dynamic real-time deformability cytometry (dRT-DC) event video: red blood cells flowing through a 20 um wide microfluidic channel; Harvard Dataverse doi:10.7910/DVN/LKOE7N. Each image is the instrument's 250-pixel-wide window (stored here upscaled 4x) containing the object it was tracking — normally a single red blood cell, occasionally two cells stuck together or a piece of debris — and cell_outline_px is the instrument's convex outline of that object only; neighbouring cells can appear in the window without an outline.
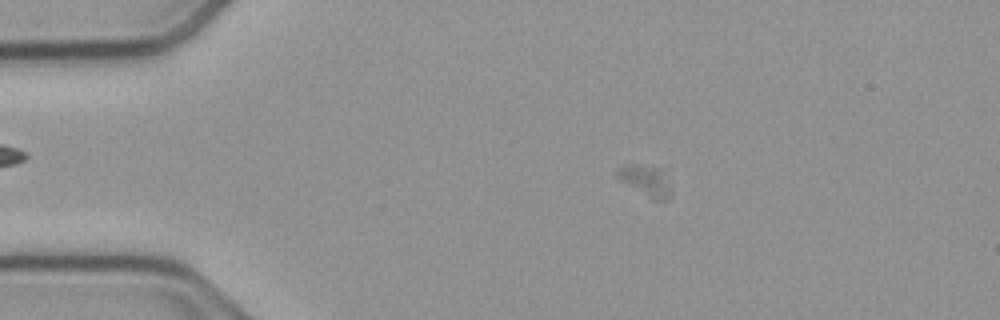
{"species": "common noctule bat (a hibernating species)", "species_latin": "Nyctalus noctula", "temperature_condition": "cold", "stored_images_in_passage": 56, "camera_frame_rate_fps": 3000, "um_per_image_px": 0.085, "animal": {"sex": "male", "body_mass_g": 23.1, "forearm_length_mm": 52.7}, "frame": {"image": 1, "passage_image": 11, "time_ms": 3.333, "image_size_px": [1000, 320], "cell_outline_px": [[672, 192], [668, 200], [652, 200], [616, 180], [616, 168], [624, 164], [636, 164], [660, 168]], "centroid_in_image_um": [54.79, 15.37], "position_along_channel_um": 30.2, "area_um2": 10.0}}